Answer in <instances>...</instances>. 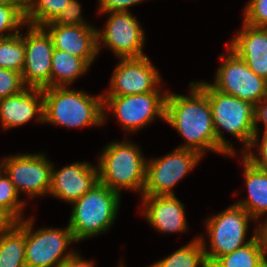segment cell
Instances as JSON below:
<instances>
[{
    "label": "cell",
    "instance_id": "cell-1",
    "mask_svg": "<svg viewBox=\"0 0 267 267\" xmlns=\"http://www.w3.org/2000/svg\"><path fill=\"white\" fill-rule=\"evenodd\" d=\"M189 89L188 96L168 91L166 97L165 122L184 139L177 148L197 151L203 157L207 151L234 157L217 142L212 110L204 89L195 80L189 83Z\"/></svg>",
    "mask_w": 267,
    "mask_h": 267
},
{
    "label": "cell",
    "instance_id": "cell-2",
    "mask_svg": "<svg viewBox=\"0 0 267 267\" xmlns=\"http://www.w3.org/2000/svg\"><path fill=\"white\" fill-rule=\"evenodd\" d=\"M43 123L66 128L104 124L103 94L65 87L43 88Z\"/></svg>",
    "mask_w": 267,
    "mask_h": 267
},
{
    "label": "cell",
    "instance_id": "cell-3",
    "mask_svg": "<svg viewBox=\"0 0 267 267\" xmlns=\"http://www.w3.org/2000/svg\"><path fill=\"white\" fill-rule=\"evenodd\" d=\"M197 83L208 96L217 142L230 155L236 154L235 147L224 137L223 132L226 131L244 145L240 150L241 154L245 153L250 147L255 133L256 105L250 101L222 93L212 88L204 80Z\"/></svg>",
    "mask_w": 267,
    "mask_h": 267
},
{
    "label": "cell",
    "instance_id": "cell-4",
    "mask_svg": "<svg viewBox=\"0 0 267 267\" xmlns=\"http://www.w3.org/2000/svg\"><path fill=\"white\" fill-rule=\"evenodd\" d=\"M134 143L126 138L105 145L97 159L98 177L100 183L120 195L122 190H130L138 192L141 197L146 180L147 157Z\"/></svg>",
    "mask_w": 267,
    "mask_h": 267
},
{
    "label": "cell",
    "instance_id": "cell-5",
    "mask_svg": "<svg viewBox=\"0 0 267 267\" xmlns=\"http://www.w3.org/2000/svg\"><path fill=\"white\" fill-rule=\"evenodd\" d=\"M121 196L98 182L71 205L68 226L76 242L108 232L118 218Z\"/></svg>",
    "mask_w": 267,
    "mask_h": 267
},
{
    "label": "cell",
    "instance_id": "cell-6",
    "mask_svg": "<svg viewBox=\"0 0 267 267\" xmlns=\"http://www.w3.org/2000/svg\"><path fill=\"white\" fill-rule=\"evenodd\" d=\"M251 222L255 223L256 221L243 207L235 203H232L218 214L208 217L203 222L209 242L201 234L198 235V238L202 243L209 267L219 257L231 253L252 241L263 230L260 224L255 225L253 235L247 240L246 236Z\"/></svg>",
    "mask_w": 267,
    "mask_h": 267
},
{
    "label": "cell",
    "instance_id": "cell-7",
    "mask_svg": "<svg viewBox=\"0 0 267 267\" xmlns=\"http://www.w3.org/2000/svg\"><path fill=\"white\" fill-rule=\"evenodd\" d=\"M167 94V91H155L126 96H103L104 123L108 120L107 111L113 114L121 128L129 134L146 128L156 117L165 121Z\"/></svg>",
    "mask_w": 267,
    "mask_h": 267
},
{
    "label": "cell",
    "instance_id": "cell-8",
    "mask_svg": "<svg viewBox=\"0 0 267 267\" xmlns=\"http://www.w3.org/2000/svg\"><path fill=\"white\" fill-rule=\"evenodd\" d=\"M34 218H25V265L26 267H56L76 251L68 250L76 243L67 227L33 229ZM66 252V253H65Z\"/></svg>",
    "mask_w": 267,
    "mask_h": 267
},
{
    "label": "cell",
    "instance_id": "cell-9",
    "mask_svg": "<svg viewBox=\"0 0 267 267\" xmlns=\"http://www.w3.org/2000/svg\"><path fill=\"white\" fill-rule=\"evenodd\" d=\"M220 55L221 65L216 69L214 82L208 84L228 95H233L255 105L267 97V81L257 76L228 46Z\"/></svg>",
    "mask_w": 267,
    "mask_h": 267
},
{
    "label": "cell",
    "instance_id": "cell-10",
    "mask_svg": "<svg viewBox=\"0 0 267 267\" xmlns=\"http://www.w3.org/2000/svg\"><path fill=\"white\" fill-rule=\"evenodd\" d=\"M197 151L175 148L158 158H147L143 195H175L174 187L202 160Z\"/></svg>",
    "mask_w": 267,
    "mask_h": 267
},
{
    "label": "cell",
    "instance_id": "cell-11",
    "mask_svg": "<svg viewBox=\"0 0 267 267\" xmlns=\"http://www.w3.org/2000/svg\"><path fill=\"white\" fill-rule=\"evenodd\" d=\"M109 16L103 29L97 28V49H109L117 59L145 56V30L136 16L129 12L104 13ZM103 46V47H102Z\"/></svg>",
    "mask_w": 267,
    "mask_h": 267
},
{
    "label": "cell",
    "instance_id": "cell-12",
    "mask_svg": "<svg viewBox=\"0 0 267 267\" xmlns=\"http://www.w3.org/2000/svg\"><path fill=\"white\" fill-rule=\"evenodd\" d=\"M53 163L44 153L13 154L2 159V169L21 195L40 198L49 195Z\"/></svg>",
    "mask_w": 267,
    "mask_h": 267
},
{
    "label": "cell",
    "instance_id": "cell-13",
    "mask_svg": "<svg viewBox=\"0 0 267 267\" xmlns=\"http://www.w3.org/2000/svg\"><path fill=\"white\" fill-rule=\"evenodd\" d=\"M162 77L148 56L121 58L103 96H126L162 90Z\"/></svg>",
    "mask_w": 267,
    "mask_h": 267
},
{
    "label": "cell",
    "instance_id": "cell-14",
    "mask_svg": "<svg viewBox=\"0 0 267 267\" xmlns=\"http://www.w3.org/2000/svg\"><path fill=\"white\" fill-rule=\"evenodd\" d=\"M23 34L25 64L21 72L26 87H51V59L54 51L51 36L43 27L26 24Z\"/></svg>",
    "mask_w": 267,
    "mask_h": 267
},
{
    "label": "cell",
    "instance_id": "cell-15",
    "mask_svg": "<svg viewBox=\"0 0 267 267\" xmlns=\"http://www.w3.org/2000/svg\"><path fill=\"white\" fill-rule=\"evenodd\" d=\"M98 182L97 164L74 162L60 169H55L53 164L49 196L72 204Z\"/></svg>",
    "mask_w": 267,
    "mask_h": 267
},
{
    "label": "cell",
    "instance_id": "cell-16",
    "mask_svg": "<svg viewBox=\"0 0 267 267\" xmlns=\"http://www.w3.org/2000/svg\"><path fill=\"white\" fill-rule=\"evenodd\" d=\"M142 215L160 233L188 231L185 204L176 195H142Z\"/></svg>",
    "mask_w": 267,
    "mask_h": 267
},
{
    "label": "cell",
    "instance_id": "cell-17",
    "mask_svg": "<svg viewBox=\"0 0 267 267\" xmlns=\"http://www.w3.org/2000/svg\"><path fill=\"white\" fill-rule=\"evenodd\" d=\"M43 28L51 36L55 49L82 58L90 67L95 62L98 56L97 27L47 23Z\"/></svg>",
    "mask_w": 267,
    "mask_h": 267
},
{
    "label": "cell",
    "instance_id": "cell-18",
    "mask_svg": "<svg viewBox=\"0 0 267 267\" xmlns=\"http://www.w3.org/2000/svg\"><path fill=\"white\" fill-rule=\"evenodd\" d=\"M32 119L43 123L42 89L26 87L15 95L0 99V126L3 131L25 125Z\"/></svg>",
    "mask_w": 267,
    "mask_h": 267
},
{
    "label": "cell",
    "instance_id": "cell-19",
    "mask_svg": "<svg viewBox=\"0 0 267 267\" xmlns=\"http://www.w3.org/2000/svg\"><path fill=\"white\" fill-rule=\"evenodd\" d=\"M226 46L267 81V27H255L242 21V28Z\"/></svg>",
    "mask_w": 267,
    "mask_h": 267
},
{
    "label": "cell",
    "instance_id": "cell-20",
    "mask_svg": "<svg viewBox=\"0 0 267 267\" xmlns=\"http://www.w3.org/2000/svg\"><path fill=\"white\" fill-rule=\"evenodd\" d=\"M240 155L248 196L239 199L235 204L243 207L256 224L264 228L267 225V216L262 222L258 220H261L264 214L267 215V171L258 169L242 154Z\"/></svg>",
    "mask_w": 267,
    "mask_h": 267
},
{
    "label": "cell",
    "instance_id": "cell-21",
    "mask_svg": "<svg viewBox=\"0 0 267 267\" xmlns=\"http://www.w3.org/2000/svg\"><path fill=\"white\" fill-rule=\"evenodd\" d=\"M210 267H267V234L263 229L246 245L219 257Z\"/></svg>",
    "mask_w": 267,
    "mask_h": 267
},
{
    "label": "cell",
    "instance_id": "cell-22",
    "mask_svg": "<svg viewBox=\"0 0 267 267\" xmlns=\"http://www.w3.org/2000/svg\"><path fill=\"white\" fill-rule=\"evenodd\" d=\"M91 67L80 57L54 48L51 59V87L73 85Z\"/></svg>",
    "mask_w": 267,
    "mask_h": 267
},
{
    "label": "cell",
    "instance_id": "cell-23",
    "mask_svg": "<svg viewBox=\"0 0 267 267\" xmlns=\"http://www.w3.org/2000/svg\"><path fill=\"white\" fill-rule=\"evenodd\" d=\"M0 267H26L25 219L13 230L0 234Z\"/></svg>",
    "mask_w": 267,
    "mask_h": 267
},
{
    "label": "cell",
    "instance_id": "cell-24",
    "mask_svg": "<svg viewBox=\"0 0 267 267\" xmlns=\"http://www.w3.org/2000/svg\"><path fill=\"white\" fill-rule=\"evenodd\" d=\"M149 267H209L200 239L195 236L188 242L172 252L170 255L155 261Z\"/></svg>",
    "mask_w": 267,
    "mask_h": 267
},
{
    "label": "cell",
    "instance_id": "cell-25",
    "mask_svg": "<svg viewBox=\"0 0 267 267\" xmlns=\"http://www.w3.org/2000/svg\"><path fill=\"white\" fill-rule=\"evenodd\" d=\"M70 0H32L25 8L26 24L43 27L63 11Z\"/></svg>",
    "mask_w": 267,
    "mask_h": 267
},
{
    "label": "cell",
    "instance_id": "cell-26",
    "mask_svg": "<svg viewBox=\"0 0 267 267\" xmlns=\"http://www.w3.org/2000/svg\"><path fill=\"white\" fill-rule=\"evenodd\" d=\"M23 33L0 38V68L21 73L25 64Z\"/></svg>",
    "mask_w": 267,
    "mask_h": 267
},
{
    "label": "cell",
    "instance_id": "cell-27",
    "mask_svg": "<svg viewBox=\"0 0 267 267\" xmlns=\"http://www.w3.org/2000/svg\"><path fill=\"white\" fill-rule=\"evenodd\" d=\"M25 25V9L18 2L8 0L0 6V38L21 32Z\"/></svg>",
    "mask_w": 267,
    "mask_h": 267
},
{
    "label": "cell",
    "instance_id": "cell-28",
    "mask_svg": "<svg viewBox=\"0 0 267 267\" xmlns=\"http://www.w3.org/2000/svg\"><path fill=\"white\" fill-rule=\"evenodd\" d=\"M20 194L14 184L10 181L9 176L3 169L0 171V206L8 209L19 221L24 219V210L28 201L21 200Z\"/></svg>",
    "mask_w": 267,
    "mask_h": 267
},
{
    "label": "cell",
    "instance_id": "cell-29",
    "mask_svg": "<svg viewBox=\"0 0 267 267\" xmlns=\"http://www.w3.org/2000/svg\"><path fill=\"white\" fill-rule=\"evenodd\" d=\"M260 131H255L250 147L242 155L258 169L267 171V131L262 133ZM261 134L263 135L262 140L259 138ZM255 147L258 152L256 154L254 152Z\"/></svg>",
    "mask_w": 267,
    "mask_h": 267
},
{
    "label": "cell",
    "instance_id": "cell-30",
    "mask_svg": "<svg viewBox=\"0 0 267 267\" xmlns=\"http://www.w3.org/2000/svg\"><path fill=\"white\" fill-rule=\"evenodd\" d=\"M242 14L243 22L255 27H267V0H249Z\"/></svg>",
    "mask_w": 267,
    "mask_h": 267
},
{
    "label": "cell",
    "instance_id": "cell-31",
    "mask_svg": "<svg viewBox=\"0 0 267 267\" xmlns=\"http://www.w3.org/2000/svg\"><path fill=\"white\" fill-rule=\"evenodd\" d=\"M81 14V3L78 0H70L68 6L63 11H61L60 14L50 23L65 26L94 27L93 25H90V23L85 21Z\"/></svg>",
    "mask_w": 267,
    "mask_h": 267
},
{
    "label": "cell",
    "instance_id": "cell-32",
    "mask_svg": "<svg viewBox=\"0 0 267 267\" xmlns=\"http://www.w3.org/2000/svg\"><path fill=\"white\" fill-rule=\"evenodd\" d=\"M25 88L21 73L0 68V99L15 95Z\"/></svg>",
    "mask_w": 267,
    "mask_h": 267
},
{
    "label": "cell",
    "instance_id": "cell-33",
    "mask_svg": "<svg viewBox=\"0 0 267 267\" xmlns=\"http://www.w3.org/2000/svg\"><path fill=\"white\" fill-rule=\"evenodd\" d=\"M98 2V15H104L109 12H129L131 6L140 4L144 0H98Z\"/></svg>",
    "mask_w": 267,
    "mask_h": 267
},
{
    "label": "cell",
    "instance_id": "cell-34",
    "mask_svg": "<svg viewBox=\"0 0 267 267\" xmlns=\"http://www.w3.org/2000/svg\"><path fill=\"white\" fill-rule=\"evenodd\" d=\"M19 220L5 207L0 206V234L13 230Z\"/></svg>",
    "mask_w": 267,
    "mask_h": 267
},
{
    "label": "cell",
    "instance_id": "cell-35",
    "mask_svg": "<svg viewBox=\"0 0 267 267\" xmlns=\"http://www.w3.org/2000/svg\"><path fill=\"white\" fill-rule=\"evenodd\" d=\"M255 131H259V123H262L264 131H267V97L263 98L259 103L256 104L255 110Z\"/></svg>",
    "mask_w": 267,
    "mask_h": 267
},
{
    "label": "cell",
    "instance_id": "cell-36",
    "mask_svg": "<svg viewBox=\"0 0 267 267\" xmlns=\"http://www.w3.org/2000/svg\"><path fill=\"white\" fill-rule=\"evenodd\" d=\"M56 267H95L93 260H86L78 251Z\"/></svg>",
    "mask_w": 267,
    "mask_h": 267
},
{
    "label": "cell",
    "instance_id": "cell-37",
    "mask_svg": "<svg viewBox=\"0 0 267 267\" xmlns=\"http://www.w3.org/2000/svg\"><path fill=\"white\" fill-rule=\"evenodd\" d=\"M12 1L18 2L25 9L32 0H12Z\"/></svg>",
    "mask_w": 267,
    "mask_h": 267
},
{
    "label": "cell",
    "instance_id": "cell-38",
    "mask_svg": "<svg viewBox=\"0 0 267 267\" xmlns=\"http://www.w3.org/2000/svg\"><path fill=\"white\" fill-rule=\"evenodd\" d=\"M8 0H0V6L4 5Z\"/></svg>",
    "mask_w": 267,
    "mask_h": 267
},
{
    "label": "cell",
    "instance_id": "cell-39",
    "mask_svg": "<svg viewBox=\"0 0 267 267\" xmlns=\"http://www.w3.org/2000/svg\"><path fill=\"white\" fill-rule=\"evenodd\" d=\"M120 264L117 267H125L123 263L119 262Z\"/></svg>",
    "mask_w": 267,
    "mask_h": 267
},
{
    "label": "cell",
    "instance_id": "cell-40",
    "mask_svg": "<svg viewBox=\"0 0 267 267\" xmlns=\"http://www.w3.org/2000/svg\"><path fill=\"white\" fill-rule=\"evenodd\" d=\"M1 169H2V160L0 161V171H1Z\"/></svg>",
    "mask_w": 267,
    "mask_h": 267
},
{
    "label": "cell",
    "instance_id": "cell-41",
    "mask_svg": "<svg viewBox=\"0 0 267 267\" xmlns=\"http://www.w3.org/2000/svg\"><path fill=\"white\" fill-rule=\"evenodd\" d=\"M263 229L265 230V232L267 234V225Z\"/></svg>",
    "mask_w": 267,
    "mask_h": 267
}]
</instances>
